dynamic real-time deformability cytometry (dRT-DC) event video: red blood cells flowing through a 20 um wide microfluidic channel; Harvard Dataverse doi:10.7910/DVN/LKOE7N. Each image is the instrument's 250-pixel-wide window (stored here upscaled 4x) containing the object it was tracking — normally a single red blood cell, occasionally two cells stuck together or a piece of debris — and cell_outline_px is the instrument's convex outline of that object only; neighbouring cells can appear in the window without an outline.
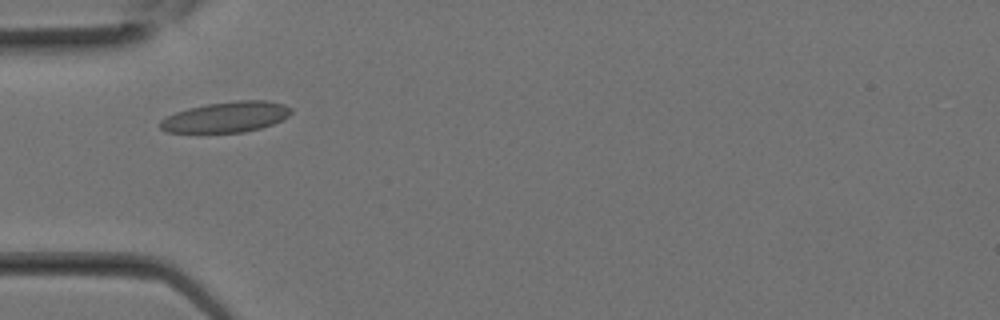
{"species": "Egyptian fruit bat (a non-hibernating species)", "species_latin": "Rousettus aegyptiacus", "temperature_condition": "room temperature", "stored_images_in_passage": 5, "camera_frame_rate_fps": 3000, "um_per_image_px": 0.085, "animal": {"sex": "female"}, "frame": {"image": 1, "passage_image": 2, "time_ms": 0.333, "image_size_px": [1000, 320], "cell_outline_px": [[292, 112], [288, 116], [272, 124], [260, 128], [244, 132], [164, 132], [160, 128], [160, 120], [176, 112], [188, 108], [208, 104], [236, 100], [268, 100], [284, 104], [292, 108]], "centroid_in_image_um": [19.24, 9.94], "position_along_channel_um": 65.8, "area_um2": 23.24}}
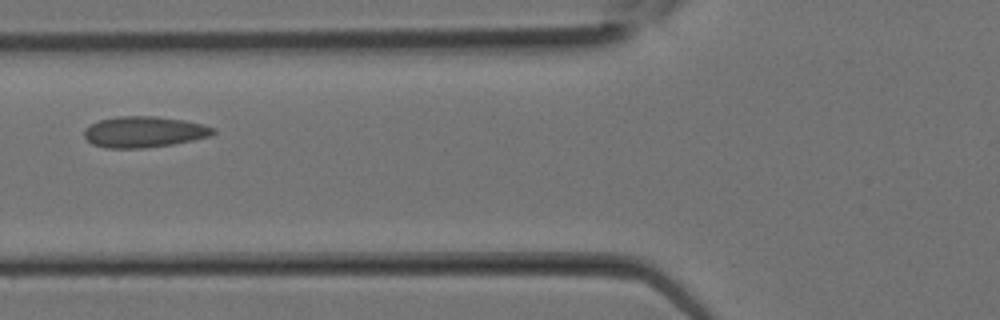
{"frame": {"image": 2, "passage_image": 4, "time_ms": 1.0, "image_size_px": [1000, 320], "cell_outline_px": [[216, 132], [208, 136], [192, 140], [172, 144], [144, 148], [104, 148], [92, 144], [84, 136], [84, 132], [92, 124], [100, 120], [116, 116], [156, 116], [184, 120], [216, 128]], "centroid_in_image_um": [12.24, 11.21], "position_along_channel_um": 113.6, "area_um2": 23.12}}